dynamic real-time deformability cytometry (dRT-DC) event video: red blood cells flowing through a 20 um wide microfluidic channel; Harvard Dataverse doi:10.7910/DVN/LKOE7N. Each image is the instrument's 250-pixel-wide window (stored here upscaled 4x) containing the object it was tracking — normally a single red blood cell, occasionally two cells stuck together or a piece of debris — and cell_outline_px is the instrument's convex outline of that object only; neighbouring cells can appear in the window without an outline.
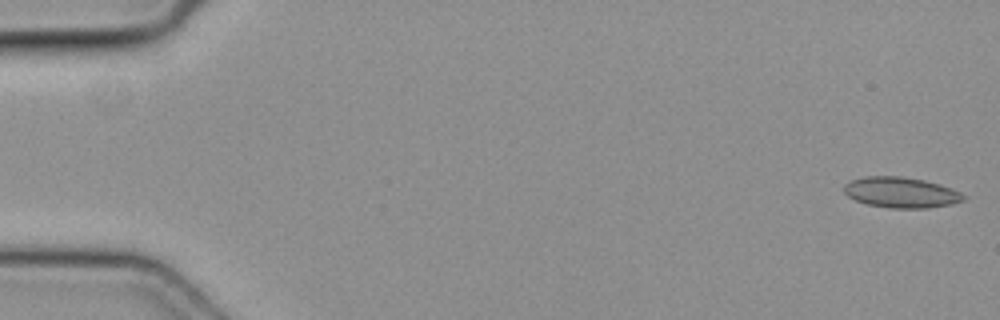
{"species": "common noctule bat (a hibernating species)", "species_latin": "Nyctalus noctula", "temperature_condition": "cold", "stored_images_in_passage": 8, "camera_frame_rate_fps": 3000, "um_per_image_px": 0.085, "animal": {"sex": "female", "body_mass_g": 19.3, "forearm_length_mm": 54.1}, "frame": {"image": 1, "passage_image": 1, "time_ms": 0.0, "image_size_px": [1000, 320], "cell_outline_px": [[964, 200], [952, 204], [928, 208], [888, 208], [868, 204], [856, 200], [848, 196], [844, 192], [844, 184], [852, 180], [868, 176], [900, 176], [924, 180], [960, 192], [964, 196]], "centroid_in_image_um": [76.56, 16.36], "position_along_channel_um": 8.4, "area_um2": 21.04}}